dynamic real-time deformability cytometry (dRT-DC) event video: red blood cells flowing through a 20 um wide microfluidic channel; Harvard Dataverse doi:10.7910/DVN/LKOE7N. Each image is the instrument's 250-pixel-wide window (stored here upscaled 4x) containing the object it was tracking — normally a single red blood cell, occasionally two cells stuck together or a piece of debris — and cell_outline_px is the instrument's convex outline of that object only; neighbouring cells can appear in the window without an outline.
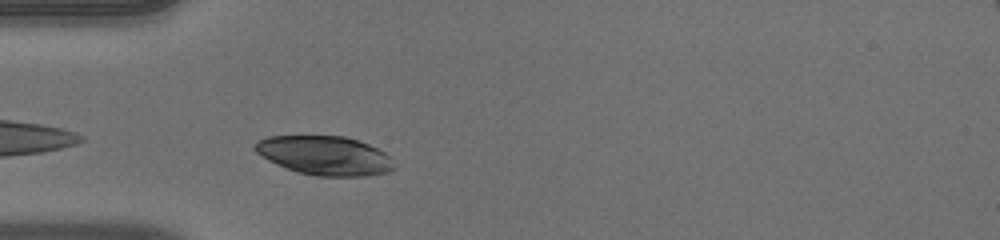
{"species": "human", "species_latin": "Homo sapiens", "temperature_condition": "warm", "stored_images_in_passage": 30, "camera_frame_rate_fps": 3000, "um_per_image_px": 0.085, "donor": {"sex": "male"}, "frame": {"image": 1, "passage_image": 2, "time_ms": 0.333, "image_size_px": [1000, 240], "cell_outline_px": [[396, 168], [388, 172], [364, 176], [316, 176], [296, 172], [268, 160], [256, 152], [252, 148], [252, 144], [256, 140], [268, 136], [344, 136], [368, 144], [384, 152], [388, 156]], "centroid_in_image_um": [27.55, 13.22], "position_along_channel_um": 57.4, "area_um2": 31.67}}
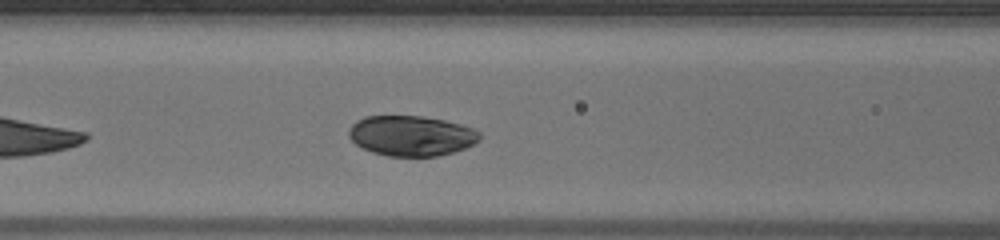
{"frame": {"image": 2, "passage_image": 8, "time_ms": 2.333, "image_size_px": [1000, 240], "cell_outline_px": [[480, 140], [464, 148], [452, 152], [436, 156], [388, 156], [372, 152], [356, 144], [348, 136], [348, 128], [356, 120], [364, 116], [424, 116], [444, 120], [460, 124], [472, 128], [480, 132]], "centroid_in_image_um": [34.93, 11.53], "position_along_channel_um": 131.7, "area_um2": 30.69}}
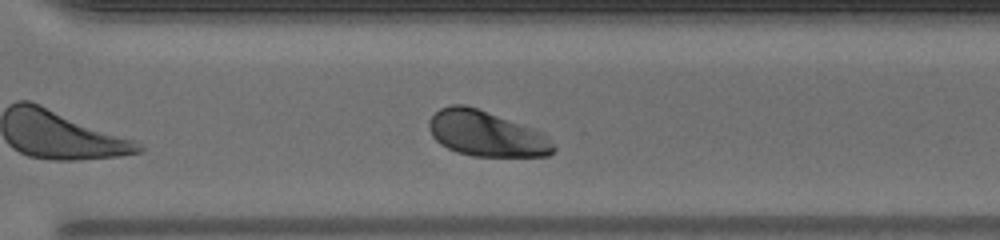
{"frame": {"image": 3, "passage_image": 23, "time_ms": 7.333, "image_size_px": [1000, 240], "cell_outline_px": [[556, 148], [548, 156], [472, 156], [456, 152], [440, 144], [432, 136], [428, 128], [428, 120], [440, 108], [452, 104], [464, 104], [476, 108], [544, 132]], "centroid_in_image_um": [41.31, 11.37], "position_along_channel_um": 329.3, "area_um2": 32.89}, "authors_computed_cell_mechanics": {"area_um2": 33.1772, "velocity_mm_per_s": 3.9635, "shape_relaxation_time_tau1_ms": 2.08, "shape_relaxation_time_tau2_ms": null, "deformation_change_tau1": 0.1382, "deformation_change_tau2": null}}